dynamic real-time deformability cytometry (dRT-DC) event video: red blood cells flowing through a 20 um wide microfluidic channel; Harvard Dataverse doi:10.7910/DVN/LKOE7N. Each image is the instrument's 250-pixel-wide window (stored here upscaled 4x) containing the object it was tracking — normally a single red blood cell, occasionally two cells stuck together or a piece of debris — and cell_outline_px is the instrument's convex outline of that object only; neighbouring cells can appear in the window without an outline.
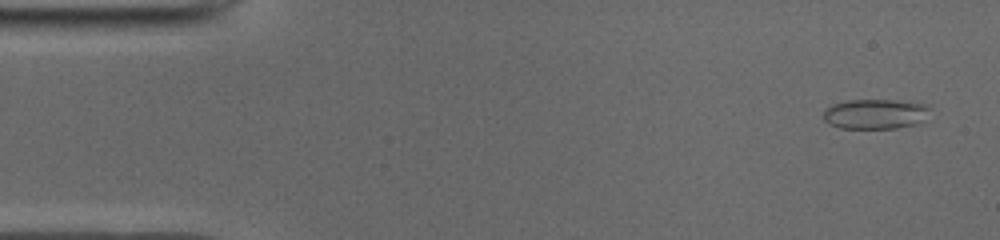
{"species": "common noctule bat (a hibernating species)", "species_latin": "Nyctalus noctula", "temperature_condition": "cold", "stored_images_in_passage": 51, "camera_frame_rate_fps": 3000, "um_per_image_px": 0.085, "animal": {"sex": "male", "body_mass_g": 19.0, "forearm_length_mm": 50.8}, "frame": {"image": 1, "passage_image": 3, "time_ms": 0.667, "image_size_px": [1000, 240], "cell_outline_px": [[928, 108], [916, 124], [896, 128], [840, 128], [828, 124], [824, 120], [824, 112], [832, 104], [848, 100], [892, 100], [928, 104]], "centroid_in_image_um": [74.31, 9.68], "position_along_channel_um": 10.7, "area_um2": 18.15}}
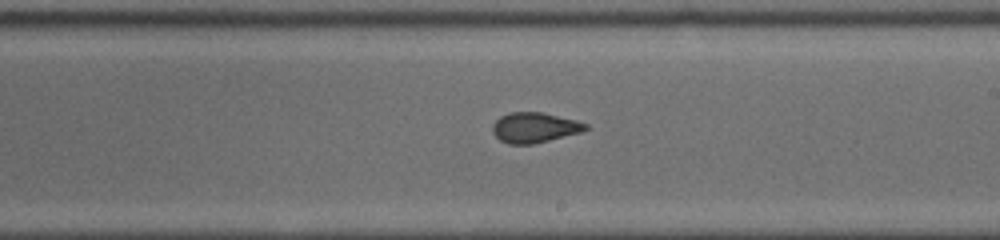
{"frame": {"image": 2, "passage_image": 29, "time_ms": 9.333, "image_size_px": [1000, 240], "cell_outline_px": [[588, 128], [580, 132], [532, 144], [508, 144], [500, 140], [492, 132], [492, 124], [500, 116], [512, 112], [540, 112], [576, 120], [588, 124]], "centroid_in_image_um": [45.4, 10.84], "position_along_channel_um": 243.6, "area_um2": 16.18}}
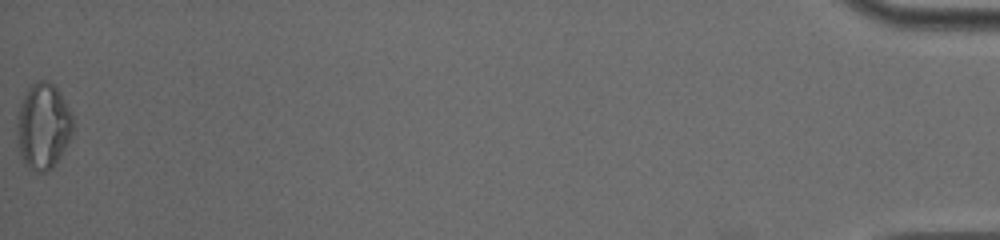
{"frame": {"image": 3, "passage_image": 51, "time_ms": 16.667, "image_size_px": [1000, 240], "cell_outline_px": [[72, 132], [60, 156], [52, 168], [44, 172], [36, 172], [28, 168], [20, 152], [16, 124], [16, 120], [20, 100], [28, 88], [36, 80], [48, 80], [60, 92], [72, 116]], "centroid_in_image_um": [3.64, 10.69], "position_along_channel_um": 431.6, "area_um2": 27.8}, "authors_computed_cell_mechanics": {"area_um2": 17.3978, "velocity_mm_per_s": 3.9685, "shape_relaxation_time_tau1_ms": null, "shape_relaxation_time_tau2_ms": 1.0563, "deformation_change_tau1": null, "deformation_change_tau2": 0.0613}}